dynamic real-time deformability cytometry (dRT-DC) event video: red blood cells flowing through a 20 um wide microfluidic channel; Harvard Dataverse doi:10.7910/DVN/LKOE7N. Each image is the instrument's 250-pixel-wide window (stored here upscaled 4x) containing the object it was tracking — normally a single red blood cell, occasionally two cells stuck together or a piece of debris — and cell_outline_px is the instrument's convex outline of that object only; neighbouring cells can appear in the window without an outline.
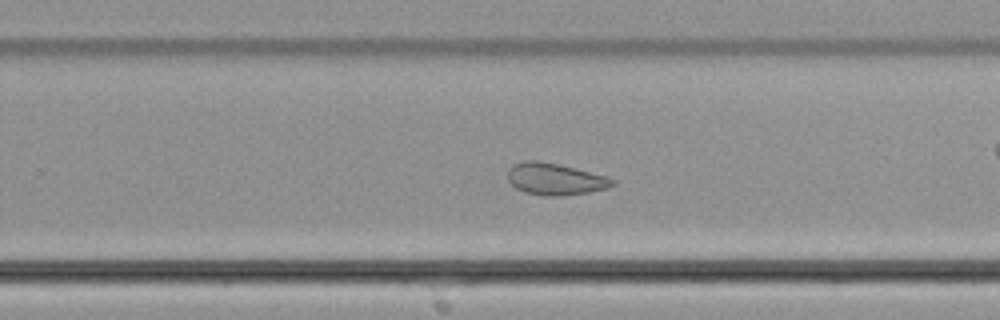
{"species": "common noctule bat (a hibernating species)", "species_latin": "Nyctalus noctula", "temperature_condition": "cold", "stored_images_in_passage": 51, "camera_frame_rate_fps": 3000, "um_per_image_px": 0.085, "animal": {"sex": "male", "body_mass_g": 21.5, "forearm_length_mm": 52.0}, "frame": {"image": 1, "passage_image": 30, "time_ms": 9.667, "image_size_px": [1000, 320], "cell_outline_px": [[616, 184], [608, 188], [588, 192], [560, 196], [548, 196], [524, 192], [516, 188], [508, 180], [508, 168], [512, 164], [524, 160], [540, 160], [608, 176], [616, 180]], "centroid_in_image_um": [47.18, 15.21], "position_along_channel_um": 282.6, "area_um2": 19.54}}
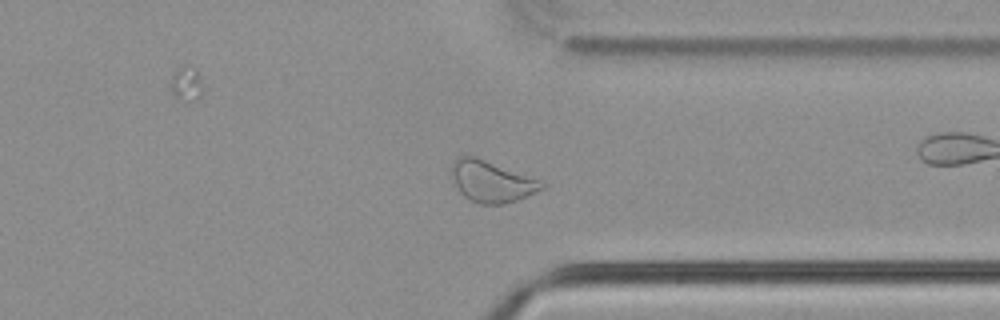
{"frame": {"image": 2, "passage_image": 37, "time_ms": 12.0, "image_size_px": [1000, 320], "cell_outline_px": [[544, 188], [528, 196], [504, 204], [476, 204], [468, 200], [460, 192], [452, 176], [452, 164], [460, 156], [476, 156], [540, 180], [544, 184]], "centroid_in_image_um": [41.78, 15.44], "position_along_channel_um": 369.6, "area_um2": 21.56}, "authors_computed_cell_mechanics": {"area_um2": 23.5246, "velocity_mm_per_s": 3.7323, "shape_relaxation_time_tau1_ms": null, "shape_relaxation_time_tau2_ms": 2.5059, "deformation_change_tau1": null, "deformation_change_tau2": 0.0677}}